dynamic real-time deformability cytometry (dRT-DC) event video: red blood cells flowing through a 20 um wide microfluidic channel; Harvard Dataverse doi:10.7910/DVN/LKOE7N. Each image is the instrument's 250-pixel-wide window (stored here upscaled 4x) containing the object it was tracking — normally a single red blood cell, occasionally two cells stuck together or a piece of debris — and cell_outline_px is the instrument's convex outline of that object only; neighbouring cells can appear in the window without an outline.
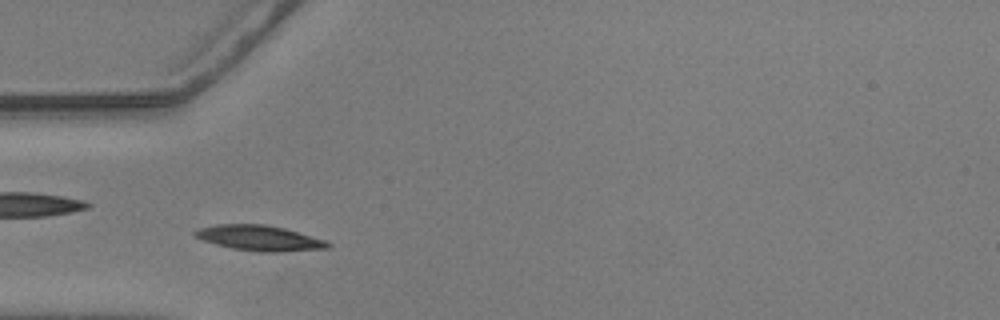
{"species": "common noctule bat (a hibernating species)", "species_latin": "Nyctalus noctula", "temperature_condition": "warm", "stored_images_in_passage": 47, "camera_frame_rate_fps": 3000, "um_per_image_px": 0.085, "animal": {"sex": "male", "body_mass_g": 20.5, "forearm_length_mm": 52.5}, "frame": {"image": 1, "passage_image": 8, "time_ms": 2.333, "image_size_px": [1000, 320], "cell_outline_px": [[332, 244], [328, 248], [280, 252], [260, 252], [232, 248], [216, 244], [204, 240], [196, 236], [192, 232], [200, 228], [220, 224], [264, 224], [284, 228], [324, 240]], "centroid_in_image_um": [22.06, 20.24], "position_along_channel_um": 62.9, "area_um2": 19.31}}
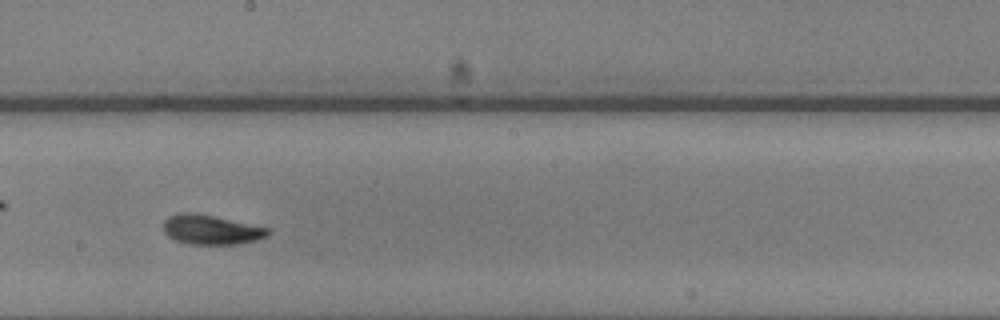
{"frame": {"image": 2, "passage_image": 22, "time_ms": 7.0, "image_size_px": [1000, 320], "cell_outline_px": [[272, 232], [268, 236], [256, 240], [240, 244], [188, 244], [172, 240], [164, 232], [164, 220], [168, 216], [184, 212], [196, 212], [268, 228]], "centroid_in_image_um": [17.93, 19.53], "position_along_channel_um": 230.3, "area_um2": 18.15}}
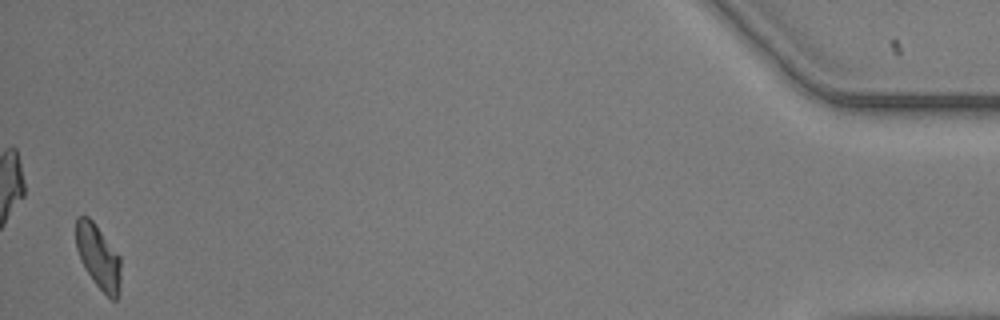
{"frame": {"image": 3, "passage_image": 46, "time_ms": 15.0, "image_size_px": [1000, 320], "cell_outline_px": [[120, 288], [116, 300], [112, 300], [92, 280], [84, 268], [80, 260], [76, 248], [76, 216], [88, 216], [92, 220], [120, 256]], "centroid_in_image_um": [8.34, 21.82], "position_along_channel_um": 426.9, "area_um2": 16.7}, "authors_computed_cell_mechanics": {"area_um2": 17.5134, "velocity_mm_per_s": 3.5923, "shape_relaxation_time_tau1_ms": 3.1132, "shape_relaxation_time_tau2_ms": 4.1343, "deformation_change_tau1": 0.1298, "deformation_change_tau2": 0.0912}}